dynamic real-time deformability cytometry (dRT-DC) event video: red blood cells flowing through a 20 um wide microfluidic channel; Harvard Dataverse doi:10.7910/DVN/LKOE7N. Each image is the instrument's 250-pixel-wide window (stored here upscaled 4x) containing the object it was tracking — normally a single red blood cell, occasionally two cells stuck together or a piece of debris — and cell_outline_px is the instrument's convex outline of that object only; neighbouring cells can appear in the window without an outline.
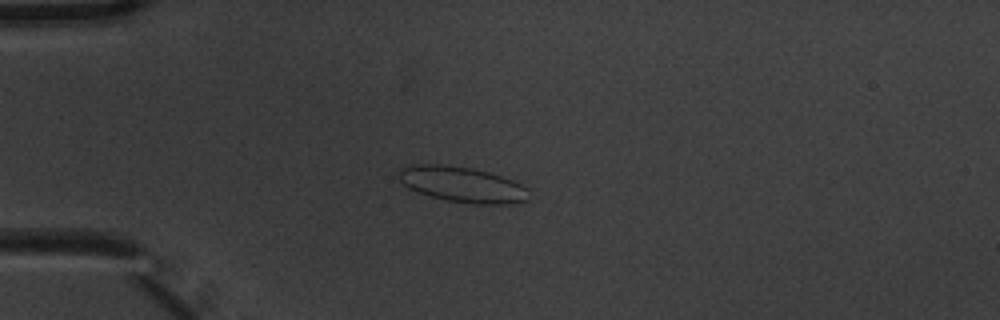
{"species": "common noctule bat (a hibernating species)", "species_latin": "Nyctalus noctula", "temperature_condition": "warm", "stored_images_in_passage": 8, "camera_frame_rate_fps": 3000, "um_per_image_px": 0.085, "animal": {"sex": "male", "body_mass_g": 20.1, "forearm_length_mm": 53.5}, "frame": {"image": 1, "passage_image": 4, "time_ms": 1.0, "image_size_px": [1000, 320], "cell_outline_px": [[528, 200], [512, 204], [472, 204], [448, 200], [416, 192], [408, 188], [400, 180], [396, 172], [400, 168], [412, 164], [440, 164], [472, 168], [488, 172], [512, 180], [528, 188]], "centroid_in_image_um": [39.27, 15.68], "position_along_channel_um": 45.7, "area_um2": 27.05}}
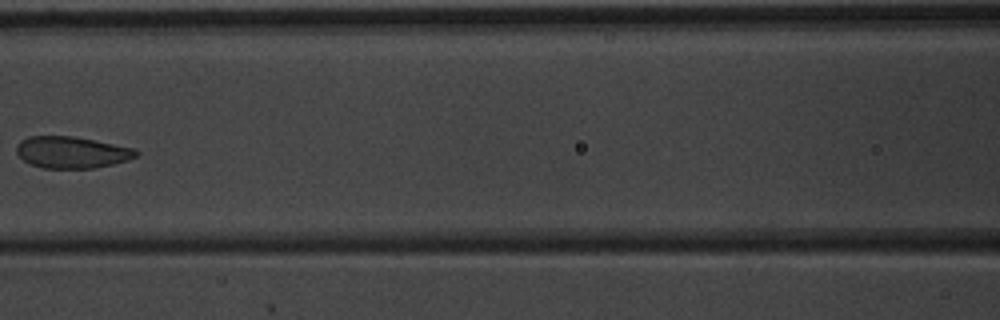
{"frame": {"image": 2, "passage_image": 7, "time_ms": 2.0, "image_size_px": [1000, 320], "cell_outline_px": [[140, 152], [136, 156], [128, 160], [112, 164], [92, 168], [44, 168], [32, 164], [24, 160], [16, 152], [16, 144], [20, 140], [28, 136], [72, 136], [132, 148]], "centroid_in_image_um": [6.06, 12.94], "position_along_channel_um": 160.5, "area_um2": 21.79}}
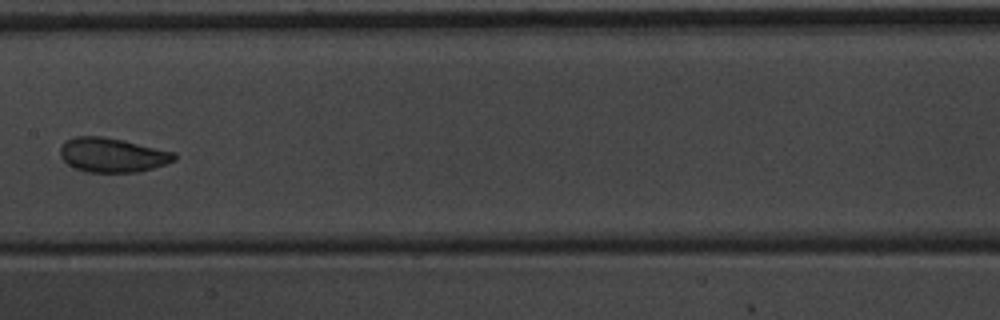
{"frame": {"image": 3, "passage_image": 8, "time_ms": 2.333, "image_size_px": [1000, 320], "cell_outline_px": [[176, 160], [152, 168], [136, 172], [84, 172], [68, 164], [60, 156], [60, 148], [64, 140], [76, 136], [104, 136], [124, 140], [176, 152]], "centroid_in_image_um": [9.54, 13.16], "position_along_channel_um": 197.9, "area_um2": 22.95}}